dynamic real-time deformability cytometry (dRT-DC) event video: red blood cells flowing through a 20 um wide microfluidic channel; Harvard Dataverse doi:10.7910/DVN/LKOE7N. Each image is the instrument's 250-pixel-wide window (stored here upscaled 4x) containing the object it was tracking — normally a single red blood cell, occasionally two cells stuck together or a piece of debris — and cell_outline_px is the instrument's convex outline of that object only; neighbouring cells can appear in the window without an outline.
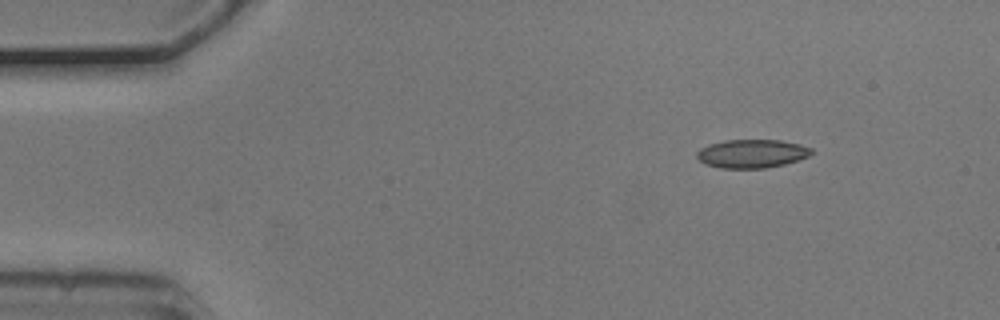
{"species": "common noctule bat (a hibernating species)", "species_latin": "Nyctalus noctula", "temperature_condition": "cold", "stored_images_in_passage": 2, "camera_frame_rate_fps": 3000, "um_per_image_px": 0.085, "animal": {"sex": "male", "body_mass_g": 20.5, "forearm_length_mm": 52.5}, "frame": {"image": 1, "passage_image": 2, "time_ms": 0.333, "image_size_px": [1000, 320], "cell_outline_px": [[812, 152], [808, 156], [784, 164], [764, 168], [720, 168], [708, 164], [700, 160], [696, 156], [696, 152], [700, 148], [708, 144], [724, 140], [780, 140], [800, 144], [812, 148]], "centroid_in_image_um": [63.89, 13.05], "position_along_channel_um": 21.1, "area_um2": 18.9}}